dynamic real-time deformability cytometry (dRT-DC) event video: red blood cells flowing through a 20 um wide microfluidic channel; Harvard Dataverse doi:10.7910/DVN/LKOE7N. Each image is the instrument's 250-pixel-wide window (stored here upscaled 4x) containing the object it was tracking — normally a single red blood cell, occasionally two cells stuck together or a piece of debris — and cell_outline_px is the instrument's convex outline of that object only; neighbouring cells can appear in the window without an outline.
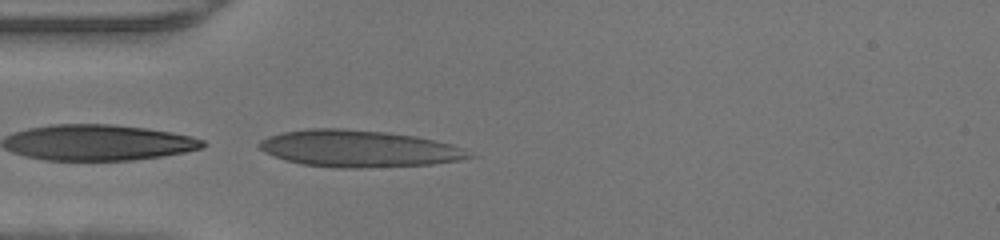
{"species": "human", "species_latin": "Homo sapiens", "temperature_condition": "warm", "stored_images_in_passage": 3, "camera_frame_rate_fps": 3000, "um_per_image_px": 0.085, "donor": {"sex": "male"}, "frame": {"image": 1, "passage_image": 3, "time_ms": 0.667, "image_size_px": [1000, 240], "cell_outline_px": [[480, 156], [460, 160], [432, 164], [360, 168], [336, 168], [300, 164], [284, 160], [264, 152], [256, 144], [260, 140], [268, 136], [284, 132], [308, 128], [344, 128], [384, 132], [416, 136], [452, 144], [464, 148]], "centroid_in_image_um": [30.51, 12.64], "position_along_channel_um": 54.5, "area_um2": 45.49}}